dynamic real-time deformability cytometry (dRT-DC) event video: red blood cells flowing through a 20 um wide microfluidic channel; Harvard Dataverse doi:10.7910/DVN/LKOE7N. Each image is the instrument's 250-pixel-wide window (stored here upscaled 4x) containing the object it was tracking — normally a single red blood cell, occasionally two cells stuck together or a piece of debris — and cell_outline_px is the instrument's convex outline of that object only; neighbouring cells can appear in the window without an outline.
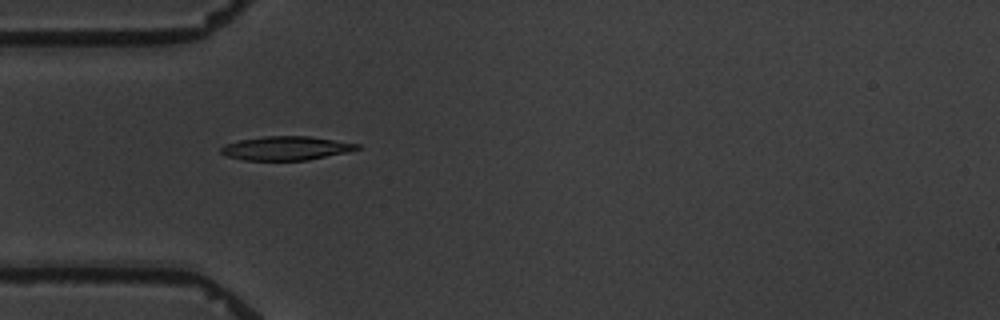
{"species": "common noctule bat (a hibernating species)", "species_latin": "Nyctalus noctula", "temperature_condition": "warm", "stored_images_in_passage": 3, "camera_frame_rate_fps": 3000, "um_per_image_px": 0.085, "animal": {"sex": "male", "body_mass_g": 19.5, "forearm_length_mm": 54.6}, "frame": {"image": 1, "passage_image": 1, "time_ms": 0.0, "image_size_px": [1000, 320], "cell_outline_px": [[360, 148], [348, 152], [308, 160], [244, 160], [228, 156], [220, 152], [220, 148], [224, 144], [240, 140], [264, 136], [308, 136], [360, 144]], "centroid_in_image_um": [24.31, 12.6], "position_along_channel_um": 60.7, "area_um2": 18.84}}
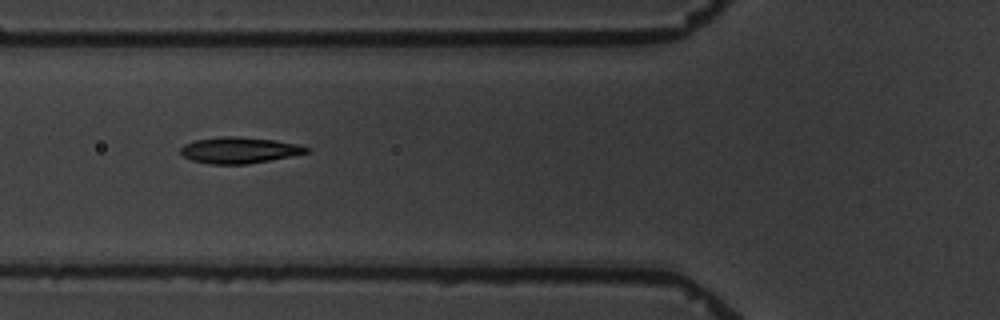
{"frame": {"image": 2, "passage_image": 2, "time_ms": 1.333, "image_size_px": [1000, 320], "cell_outline_px": [[312, 152], [248, 164], [208, 164], [192, 160], [184, 156], [180, 152], [180, 148], [184, 144], [196, 140], [220, 136], [240, 136], [272, 140], [300, 144], [308, 148]], "centroid_in_image_um": [20.34, 12.76], "position_along_channel_um": 105.5, "area_um2": 19.25}}
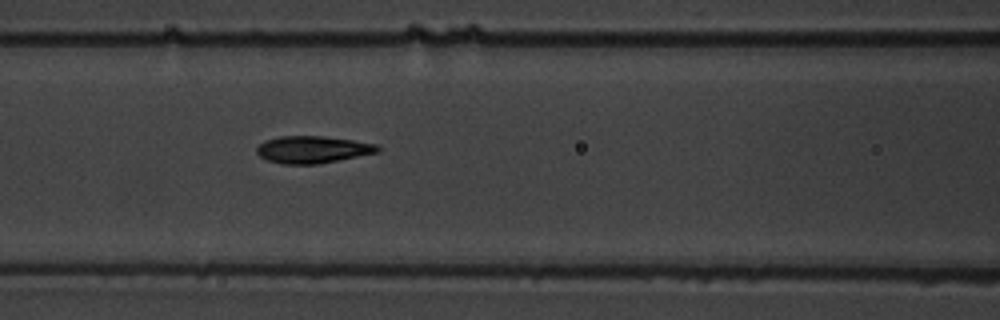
{"frame": {"image": 3, "passage_image": 3, "time_ms": 2.333, "image_size_px": [1000, 320], "cell_outline_px": [[380, 152], [320, 164], [284, 164], [268, 160], [260, 156], [256, 152], [256, 148], [264, 140], [280, 136], [324, 136], [352, 140], [376, 144], [380, 148]], "centroid_in_image_um": [26.58, 12.71], "position_along_channel_um": 140.0, "area_um2": 19.19}}